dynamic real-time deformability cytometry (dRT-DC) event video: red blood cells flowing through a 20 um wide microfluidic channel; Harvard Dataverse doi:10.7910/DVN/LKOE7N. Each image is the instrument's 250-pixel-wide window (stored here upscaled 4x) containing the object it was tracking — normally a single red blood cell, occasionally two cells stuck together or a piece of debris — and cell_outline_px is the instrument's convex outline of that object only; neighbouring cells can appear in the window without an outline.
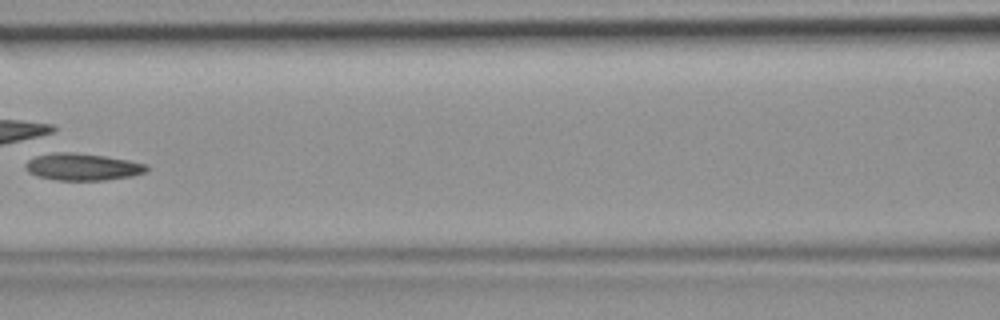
{"species": "common noctule bat (a hibernating species)", "species_latin": "Nyctalus noctula", "temperature_condition": "room temperature", "stored_images_in_passage": 5, "camera_frame_rate_fps": 3000, "um_per_image_px": 0.085, "animal": {"sex": "female", "body_mass_g": 19.9}, "frame": {"image": 1, "passage_image": 5, "time_ms": 1.333, "image_size_px": [1000, 320], "cell_outline_px": [[148, 168], [144, 172], [132, 176], [104, 180], [56, 180], [36, 176], [28, 172], [24, 168], [24, 164], [28, 160], [36, 156], [56, 152], [76, 152], [104, 156], [128, 160], [148, 164]], "centroid_in_image_um": [6.98, 14.18], "position_along_channel_um": 159.6, "area_um2": 19.13}}